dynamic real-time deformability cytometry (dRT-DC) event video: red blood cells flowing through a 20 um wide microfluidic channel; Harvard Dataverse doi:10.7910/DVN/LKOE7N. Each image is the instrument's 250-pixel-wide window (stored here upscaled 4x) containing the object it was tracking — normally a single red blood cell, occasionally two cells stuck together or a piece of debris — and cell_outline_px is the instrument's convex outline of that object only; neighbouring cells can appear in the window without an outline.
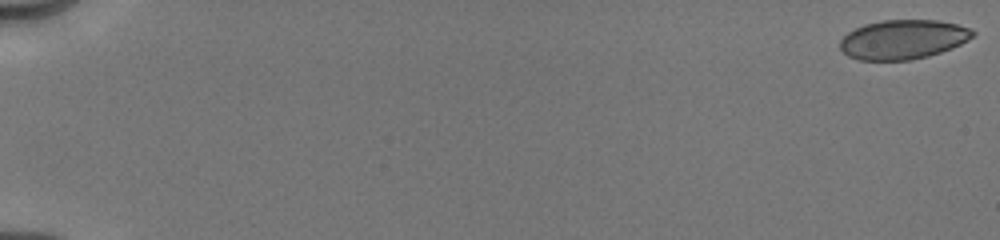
{"species": "human", "species_latin": "Homo sapiens", "temperature_condition": "cold", "stored_images_in_passage": 39, "camera_frame_rate_fps": 3000, "um_per_image_px": 0.085, "donor": {"sex": "male"}, "frame": {"image": 1, "passage_image": 1, "time_ms": 0.0, "image_size_px": [1000, 240], "cell_outline_px": [[976, 32], [968, 40], [952, 48], [928, 56], [908, 60], [860, 60], [848, 56], [840, 48], [840, 40], [848, 32], [864, 24], [880, 20], [936, 20], [956, 24], [972, 28]], "centroid_in_image_um": [76.76, 3.35], "position_along_channel_um": 8.2, "area_um2": 30.4}}
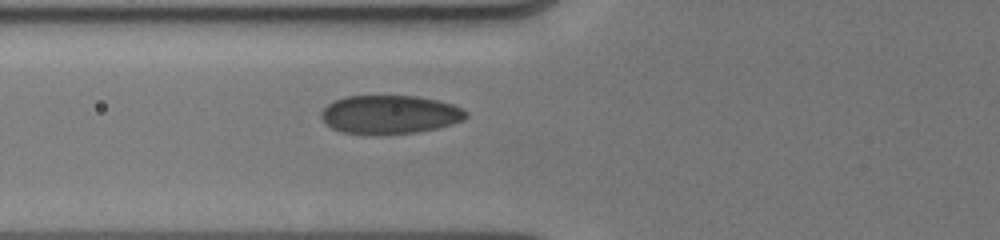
{"frame": {"image": 2, "passage_image": 28, "time_ms": 7.0, "image_size_px": [1000, 240], "cell_outline_px": [[468, 116], [464, 120], [452, 124], [436, 128], [416, 132], [340, 132], [332, 128], [320, 116], [320, 112], [328, 104], [344, 96], [416, 96], [436, 100], [452, 104], [464, 108], [468, 112]], "centroid_in_image_um": [33.18, 9.7], "position_along_channel_um": 92.6, "area_um2": 31.85}}
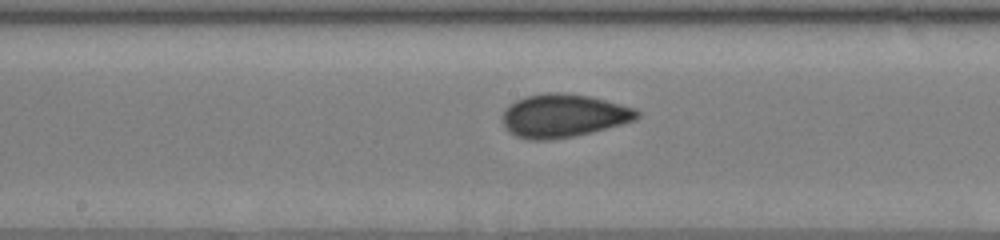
{"frame": {"image": 3, "passage_image": 38, "time_ms": 9.667, "image_size_px": [1000, 240], "cell_outline_px": [[640, 116], [636, 120], [592, 132], [552, 140], [528, 140], [516, 136], [508, 132], [504, 128], [504, 108], [508, 104], [524, 96], [548, 92], [560, 92], [588, 96], [636, 108], [640, 112]], "centroid_in_image_um": [47.87, 9.84], "position_along_channel_um": 200.3, "area_um2": 34.04}}